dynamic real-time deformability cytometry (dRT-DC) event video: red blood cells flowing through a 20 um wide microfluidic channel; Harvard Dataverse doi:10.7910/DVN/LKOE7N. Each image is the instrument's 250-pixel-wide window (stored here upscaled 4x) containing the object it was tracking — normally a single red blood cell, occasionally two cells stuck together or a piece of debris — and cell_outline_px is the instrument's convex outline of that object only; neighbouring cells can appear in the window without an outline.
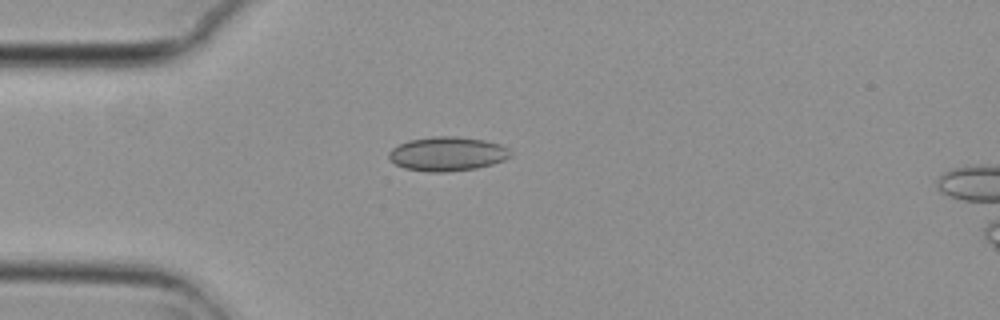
{"species": "common noctule bat (a hibernating species)", "species_latin": "Nyctalus noctula", "temperature_condition": "cold", "stored_images_in_passage": 43, "camera_frame_rate_fps": 3000, "um_per_image_px": 0.085, "animal": {"sex": "female", "body_mass_g": 29.2, "forearm_length_mm": 56.3}, "frame": {"image": 1, "passage_image": 1, "time_ms": 0.0, "image_size_px": [1000, 320], "cell_outline_px": [[512, 156], [504, 160], [492, 164], [476, 168], [448, 172], [428, 172], [404, 168], [396, 164], [388, 156], [388, 152], [392, 148], [408, 140], [432, 136], [456, 136], [484, 140], [500, 144], [508, 148], [512, 152]], "centroid_in_image_um": [38.04, 13.07], "position_along_channel_um": 47.0, "area_um2": 24.33}}
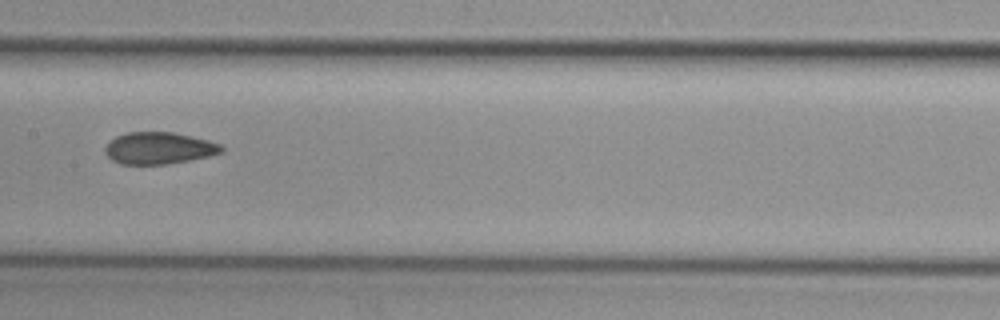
{"frame": {"image": 2, "passage_image": 14, "time_ms": 4.333, "image_size_px": [1000, 320], "cell_outline_px": [[224, 152], [192, 160], [168, 164], [120, 164], [112, 160], [104, 152], [104, 148], [116, 136], [128, 132], [172, 132], [192, 136], [208, 140], [220, 144], [224, 148]], "centroid_in_image_um": [13.53, 12.6], "position_along_channel_um": 193.9, "area_um2": 21.68}}
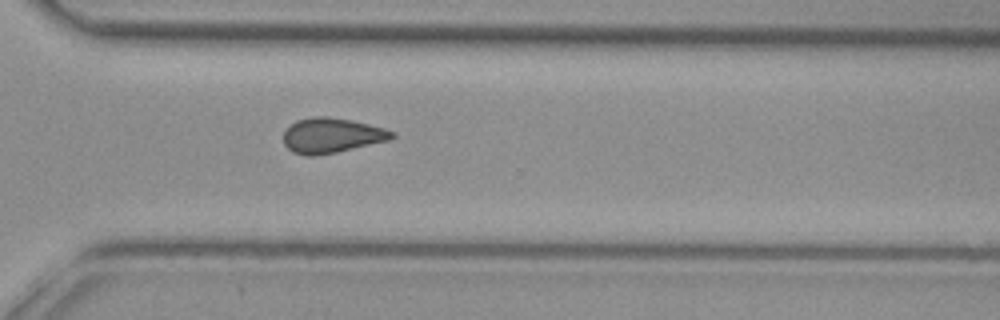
{"frame": {"image": 3, "passage_image": 26, "time_ms": 8.333, "image_size_px": [1000, 320], "cell_outline_px": [[396, 136], [388, 140], [336, 152], [316, 156], [308, 156], [292, 152], [284, 144], [284, 132], [296, 120], [316, 116], [324, 116], [352, 120], [384, 128], [396, 132]], "centroid_in_image_um": [28.19, 11.51], "position_along_channel_um": 342.4, "area_um2": 21.96}}